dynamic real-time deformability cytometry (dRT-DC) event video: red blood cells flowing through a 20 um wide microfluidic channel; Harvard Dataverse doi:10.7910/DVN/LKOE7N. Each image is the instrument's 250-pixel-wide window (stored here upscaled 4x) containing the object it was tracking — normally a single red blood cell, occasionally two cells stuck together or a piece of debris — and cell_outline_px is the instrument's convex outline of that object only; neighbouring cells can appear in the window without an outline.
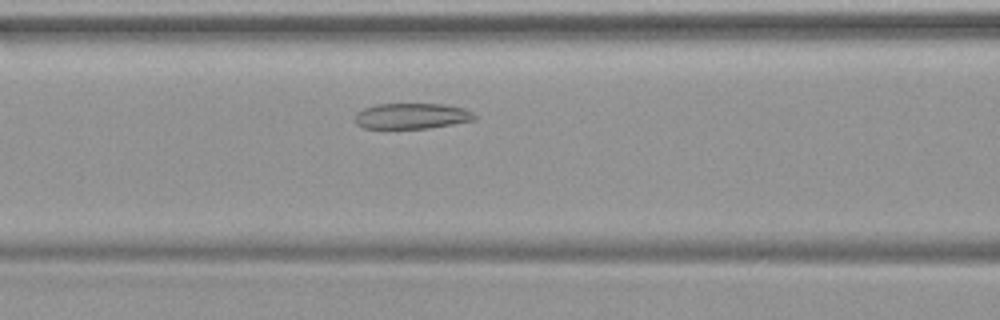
{"species": "common noctule bat (a hibernating species)", "species_latin": "Nyctalus noctula", "temperature_condition": "warm", "stored_images_in_passage": 35, "camera_frame_rate_fps": 3000, "um_per_image_px": 0.085, "animal": {"sex": "female", "body_mass_g": 19.9}, "frame": {"image": 1, "passage_image": 12, "time_ms": 3.667, "image_size_px": [1000, 320], "cell_outline_px": [[476, 120], [428, 128], [364, 128], [356, 124], [356, 112], [364, 108], [376, 104], [444, 104], [464, 108], [472, 112], [476, 116]], "centroid_in_image_um": [35.01, 9.85], "position_along_channel_um": 131.6, "area_um2": 17.86}}
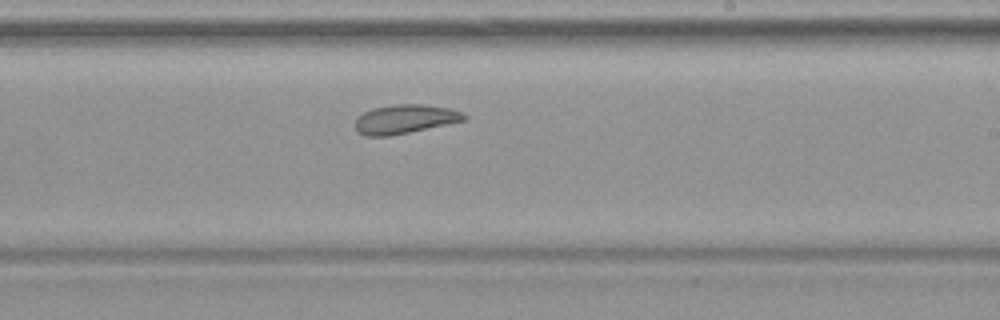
{"frame": {"image": 2, "passage_image": 21, "time_ms": 6.667, "image_size_px": [1000, 320], "cell_outline_px": [[468, 120], [388, 136], [364, 136], [356, 132], [356, 116], [372, 108], [396, 104], [420, 104], [448, 108], [460, 112], [468, 116]], "centroid_in_image_um": [34.39, 10.13], "position_along_channel_um": 254.6, "area_um2": 18.38}}
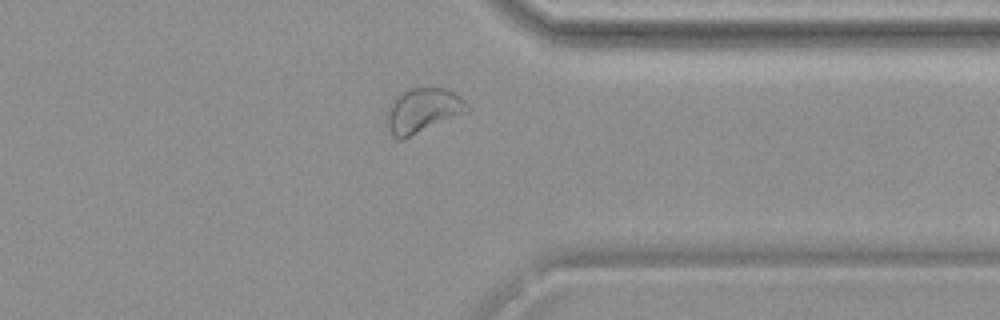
{"frame": {"image": 3, "passage_image": 30, "time_ms": 9.667, "image_size_px": [1000, 320], "cell_outline_px": [[472, 108], [468, 112], [404, 140], [400, 140], [392, 136], [388, 128], [384, 116], [392, 100], [396, 96], [408, 88], [444, 88], [460, 96]], "centroid_in_image_um": [35.92, 9.42], "position_along_channel_um": 375.5, "area_um2": 21.39}}